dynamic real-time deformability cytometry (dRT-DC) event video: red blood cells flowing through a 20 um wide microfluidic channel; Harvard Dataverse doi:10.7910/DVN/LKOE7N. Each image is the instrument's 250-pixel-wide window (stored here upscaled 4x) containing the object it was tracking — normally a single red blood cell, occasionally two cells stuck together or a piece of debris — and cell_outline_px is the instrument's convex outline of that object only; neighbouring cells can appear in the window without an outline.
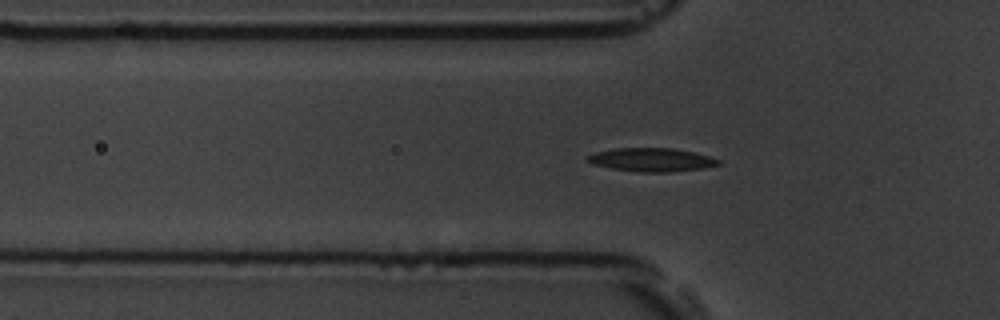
{"species": "common noctule bat (a hibernating species)", "species_latin": "Nyctalus noctula", "temperature_condition": "room temperature", "stored_images_in_passage": 44, "camera_frame_rate_fps": 3000, "um_per_image_px": 0.085, "animal": {"sex": "male", "body_mass_g": 19.5, "forearm_length_mm": 54.6}, "frame": {"image": 1, "passage_image": 5, "time_ms": 1.333, "image_size_px": [1000, 320], "cell_outline_px": [[724, 164], [704, 168], [668, 172], [640, 172], [612, 168], [592, 164], [584, 160], [588, 156], [596, 152], [612, 148], [672, 148], [696, 152], [720, 160]], "centroid_in_image_um": [55.41, 13.57], "position_along_channel_um": 70.4, "area_um2": 18.03}}
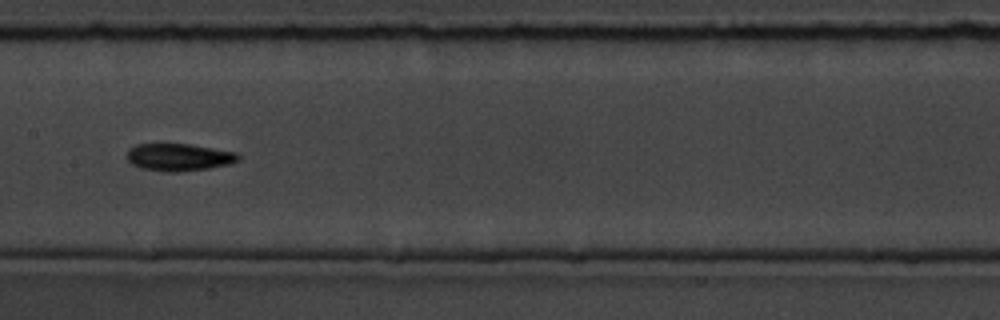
{"frame": {"image": 2, "passage_image": 15, "time_ms": 4.667, "image_size_px": [1000, 320], "cell_outline_px": [[240, 160], [232, 164], [208, 168], [180, 172], [168, 172], [140, 168], [132, 164], [124, 156], [128, 148], [136, 144], [188, 144], [236, 152], [240, 156]], "centroid_in_image_um": [15.18, 13.36], "position_along_channel_um": 192.2, "area_um2": 17.98}}
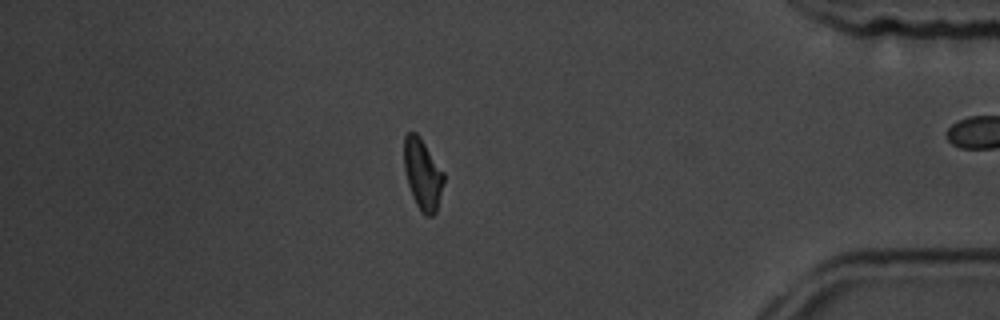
{"frame": {"image": 3, "passage_image": 35, "time_ms": 11.333, "image_size_px": [1000, 320], "cell_outline_px": [[444, 180], [436, 212], [432, 216], [424, 216], [420, 212], [412, 196], [408, 184], [404, 168], [404, 136], [408, 132], [416, 132], [420, 136], [444, 172]], "centroid_in_image_um": [35.92, 14.81], "position_along_channel_um": 399.3, "area_um2": 16.47}, "authors_computed_cell_mechanics": {"area_um2": 16.6464, "velocity_mm_per_s": 3.6525, "shape_relaxation_time_tau1_ms": 2.3795, "shape_relaxation_time_tau2_ms": 4.2019, "deformation_change_tau1": 0.1434, "deformation_change_tau2": 0.1116}}